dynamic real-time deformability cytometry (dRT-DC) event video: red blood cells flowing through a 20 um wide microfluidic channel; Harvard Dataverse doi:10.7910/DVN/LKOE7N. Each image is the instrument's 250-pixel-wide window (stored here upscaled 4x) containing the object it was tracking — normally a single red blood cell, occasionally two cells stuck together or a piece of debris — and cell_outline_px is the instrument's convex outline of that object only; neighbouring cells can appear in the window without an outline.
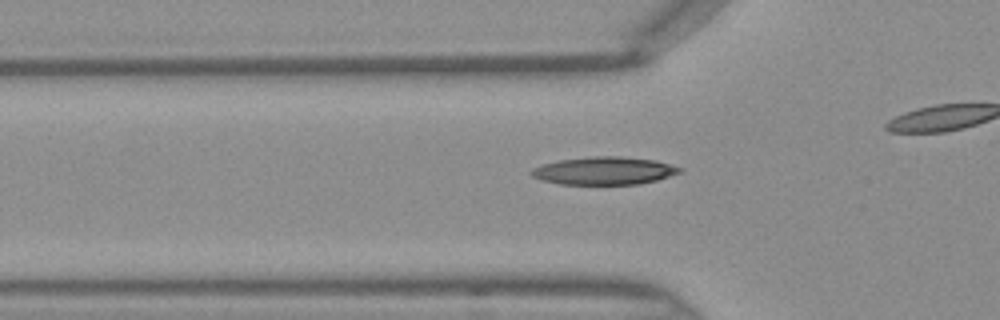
{"species": "Egyptian fruit bat (a non-hibernating species)", "species_latin": "Rousettus aegyptiacus", "temperature_condition": "warm", "stored_images_in_passage": 31, "camera_frame_rate_fps": 3000, "um_per_image_px": 0.085, "frame": {"image": 1, "passage_image": 10, "time_ms": 3.0, "image_size_px": [1000, 320], "cell_outline_px": [[684, 168], [680, 172], [656, 180], [640, 184], [560, 184], [540, 180], [532, 176], [528, 172], [532, 168], [544, 164], [560, 160], [592, 156], [620, 156], [656, 160]], "centroid_in_image_um": [51.34, 14.51], "position_along_channel_um": 74.5, "area_um2": 24.04}}
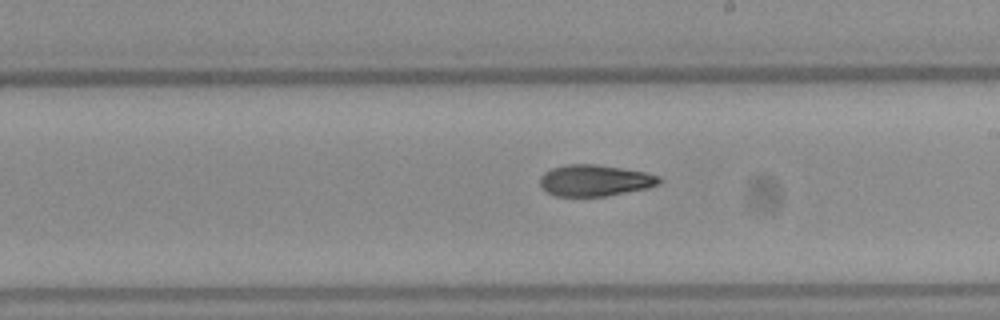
{"frame": {"image": 2, "passage_image": 21, "time_ms": 6.667, "image_size_px": [1000, 320], "cell_outline_px": [[664, 180], [660, 184], [648, 188], [608, 196], [556, 196], [540, 188], [540, 176], [544, 172], [552, 168], [568, 164], [596, 164], [648, 172], [660, 176]], "centroid_in_image_um": [50.6, 15.34], "position_along_channel_um": 238.4, "area_um2": 22.14}}
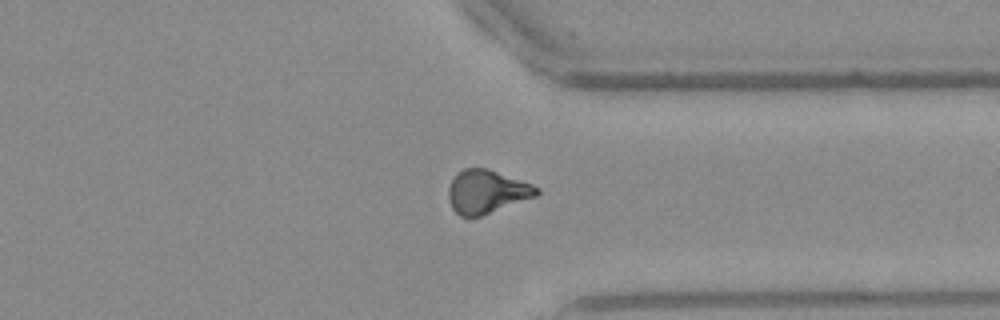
{"frame": {"image": 3, "passage_image": 30, "time_ms": 9.667, "image_size_px": [1000, 320], "cell_outline_px": [[540, 192], [536, 196], [480, 216], [460, 216], [452, 208], [448, 196], [448, 188], [456, 172], [464, 168], [488, 168], [532, 184], [540, 188]], "centroid_in_image_um": [41.36, 16.27], "position_along_channel_um": 370.0, "area_um2": 22.2}}